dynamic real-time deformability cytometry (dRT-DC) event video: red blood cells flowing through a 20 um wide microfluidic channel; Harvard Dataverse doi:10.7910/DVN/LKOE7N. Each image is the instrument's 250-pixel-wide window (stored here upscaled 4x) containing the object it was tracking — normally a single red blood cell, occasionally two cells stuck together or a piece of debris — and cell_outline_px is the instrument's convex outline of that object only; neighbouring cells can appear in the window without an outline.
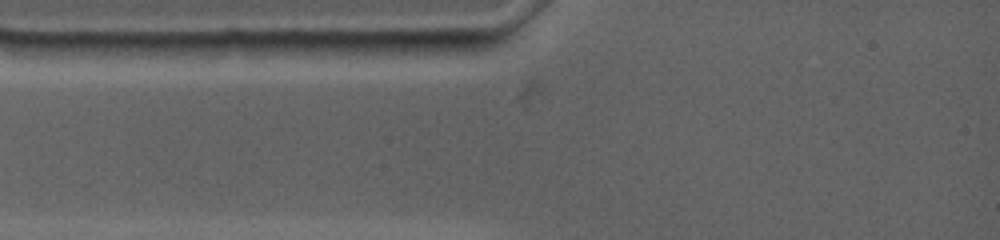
{"species": "common noctule bat (a hibernating species)", "species_latin": "Nyctalus noctula", "temperature_condition": "warm", "stored_images_in_passage": 3, "camera_frame_rate_fps": 4500, "um_per_image_px": 0.085, "animal": {"sex": "female", "body_mass_g": 19.0, "forearm_length_mm": 53.3}, "frame": {"image": 1, "passage_image": 1, "time_ms": 0.0, "image_size_px": [1000, 240], "cell_outline_px": [[500, 40], [496, 44], [476, 56], [408, 60], [364, 60], [348, 40], [500, 36]], "centroid_in_image_um": [35.94, 4.06], "position_along_channel_um": 49.1, "area_um2": 20.06}}